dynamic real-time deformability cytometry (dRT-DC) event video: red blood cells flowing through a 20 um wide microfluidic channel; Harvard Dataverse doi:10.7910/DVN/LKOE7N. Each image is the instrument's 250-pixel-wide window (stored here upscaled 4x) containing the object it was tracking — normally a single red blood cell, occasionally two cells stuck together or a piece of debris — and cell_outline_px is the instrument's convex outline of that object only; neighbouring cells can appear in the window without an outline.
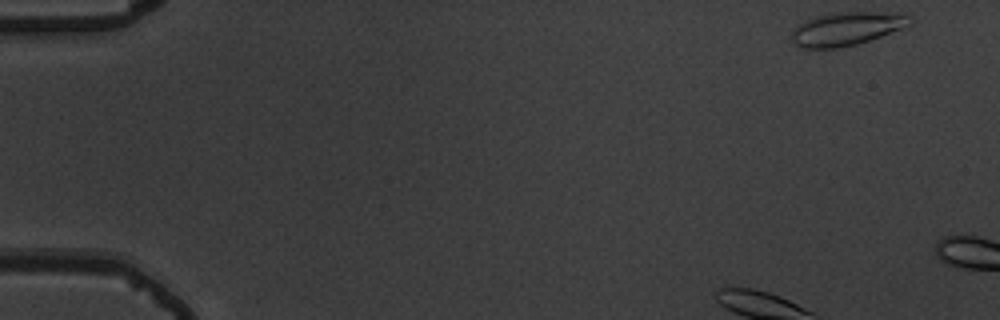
{"species": "common noctule bat (a hibernating species)", "species_latin": "Nyctalus noctula", "temperature_condition": "warm", "stored_images_in_passage": 11, "camera_frame_rate_fps": 3000, "um_per_image_px": 0.085, "animal": {"sex": "male", "body_mass_g": 19.5, "forearm_length_mm": 54.6}, "frame": {"image": 1, "passage_image": 1, "time_ms": 0.0, "image_size_px": [1000, 320], "cell_outline_px": [[916, 20], [912, 24], [880, 36], [856, 44], [836, 48], [804, 48], [796, 44], [792, 40], [792, 32], [804, 20], [816, 16], [840, 12], [904, 12], [912, 16]], "centroid_in_image_um": [72.05, 2.41], "position_along_channel_um": 12.9, "area_um2": 23.0}}